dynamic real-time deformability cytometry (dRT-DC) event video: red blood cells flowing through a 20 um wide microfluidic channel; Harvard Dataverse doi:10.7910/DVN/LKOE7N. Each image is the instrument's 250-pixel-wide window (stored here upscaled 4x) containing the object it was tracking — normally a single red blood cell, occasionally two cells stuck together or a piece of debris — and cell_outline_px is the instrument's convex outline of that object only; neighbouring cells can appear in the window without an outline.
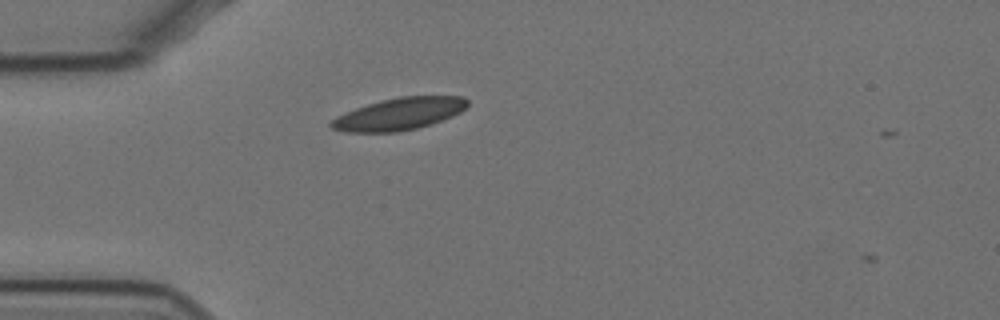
{"species": "Egyptian fruit bat (a non-hibernating species)", "species_latin": "Rousettus aegyptiacus", "temperature_condition": "cold", "stored_images_in_passage": 4, "camera_frame_rate_fps": 3000, "um_per_image_px": 0.085, "animal": {"sex": "female"}, "frame": {"image": 1, "passage_image": 2, "time_ms": 0.333, "image_size_px": [1000, 320], "cell_outline_px": [[468, 104], [460, 112], [452, 116], [432, 124], [400, 132], [344, 132], [332, 128], [328, 124], [336, 116], [356, 108], [380, 100], [400, 96], [464, 96], [468, 100]], "centroid_in_image_um": [33.92, 9.68], "position_along_channel_um": 51.1, "area_um2": 25.55}}